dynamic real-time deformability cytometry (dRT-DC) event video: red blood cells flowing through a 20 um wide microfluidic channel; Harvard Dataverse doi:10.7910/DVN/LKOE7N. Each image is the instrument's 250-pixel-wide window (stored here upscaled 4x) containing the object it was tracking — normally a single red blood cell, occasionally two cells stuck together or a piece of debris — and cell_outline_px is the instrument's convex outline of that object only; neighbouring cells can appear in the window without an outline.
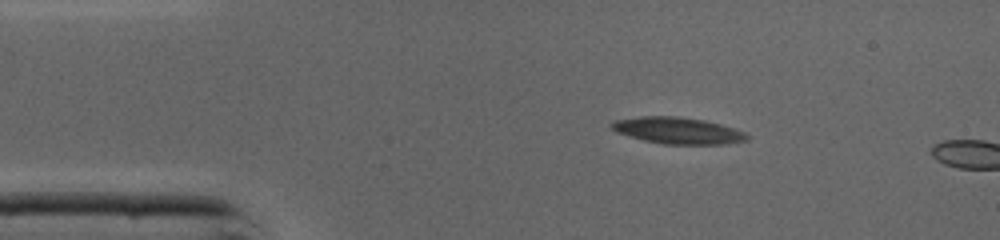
{"species": "common noctule bat (a hibernating species)", "species_latin": "Nyctalus noctula", "temperature_condition": "cold", "stored_images_in_passage": 3, "camera_frame_rate_fps": 3000, "um_per_image_px": 0.085, "animal": {"sex": "male", "body_mass_g": 19.0, "forearm_length_mm": 50.8}, "frame": {"image": 1, "passage_image": 1, "time_ms": 0.0, "image_size_px": [1000, 240], "cell_outline_px": [[748, 140], [724, 144], [664, 144], [644, 140], [616, 132], [608, 124], [616, 120], [640, 116], [676, 116], [704, 120], [720, 124], [744, 132], [748, 136]], "centroid_in_image_um": [57.59, 11.09], "position_along_channel_um": 27.4, "area_um2": 20.75}}